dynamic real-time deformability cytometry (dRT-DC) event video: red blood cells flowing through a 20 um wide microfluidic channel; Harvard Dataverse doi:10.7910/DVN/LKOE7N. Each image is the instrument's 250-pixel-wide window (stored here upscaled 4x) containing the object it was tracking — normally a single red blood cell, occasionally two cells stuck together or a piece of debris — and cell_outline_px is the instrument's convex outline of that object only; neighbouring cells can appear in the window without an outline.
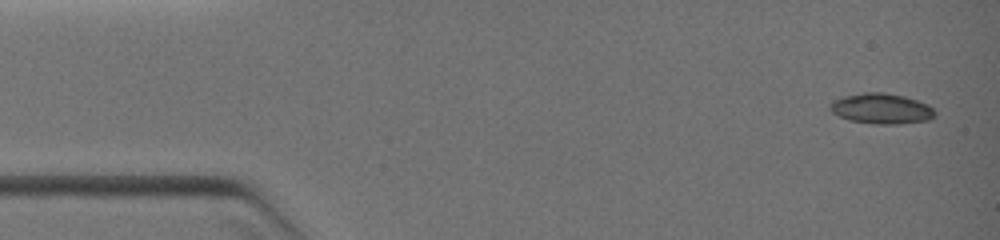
{"species": "common noctule bat (a hibernating species)", "species_latin": "Nyctalus noctula", "temperature_condition": "warm", "stored_images_in_passage": 17, "camera_frame_rate_fps": 3000, "um_per_image_px": 0.085, "animal": {"sex": "female", "body_mass_g": 19.0, "forearm_length_mm": 51.5}, "frame": {"image": 1, "passage_image": 1, "time_ms": 0.0, "image_size_px": [1000, 240], "cell_outline_px": [[936, 116], [928, 120], [896, 124], [876, 124], [848, 120], [832, 112], [828, 108], [828, 104], [832, 100], [844, 96], [864, 92], [884, 92], [904, 96], [928, 104], [936, 112]], "centroid_in_image_um": [74.9, 9.23], "position_along_channel_um": 10.1, "area_um2": 18.73}}
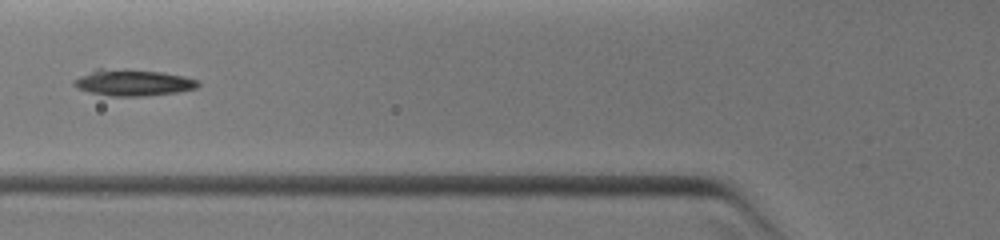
{"frame": {"image": 2, "passage_image": 12, "time_ms": 4.667, "image_size_px": [1000, 240], "cell_outline_px": [[200, 84], [196, 88], [176, 92], [144, 96], [112, 96], [92, 92], [76, 88], [72, 84], [72, 80], [96, 68], [100, 68], [160, 72], [184, 76], [200, 80]], "centroid_in_image_um": [11.29, 7.02], "position_along_channel_um": 114.5, "area_um2": 18.9}}
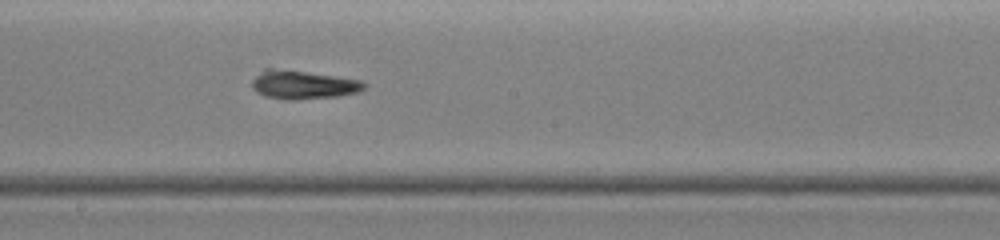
{"frame": {"image": 3, "passage_image": 17, "time_ms": 7.0, "image_size_px": [1000, 240], "cell_outline_px": [[368, 84], [364, 88], [356, 92], [340, 96], [296, 100], [284, 100], [264, 96], [256, 92], [252, 88], [252, 80], [264, 68], [272, 68], [336, 76], [360, 80]], "centroid_in_image_um": [25.74, 7.22], "position_along_channel_um": 222.5, "area_um2": 18.67}}